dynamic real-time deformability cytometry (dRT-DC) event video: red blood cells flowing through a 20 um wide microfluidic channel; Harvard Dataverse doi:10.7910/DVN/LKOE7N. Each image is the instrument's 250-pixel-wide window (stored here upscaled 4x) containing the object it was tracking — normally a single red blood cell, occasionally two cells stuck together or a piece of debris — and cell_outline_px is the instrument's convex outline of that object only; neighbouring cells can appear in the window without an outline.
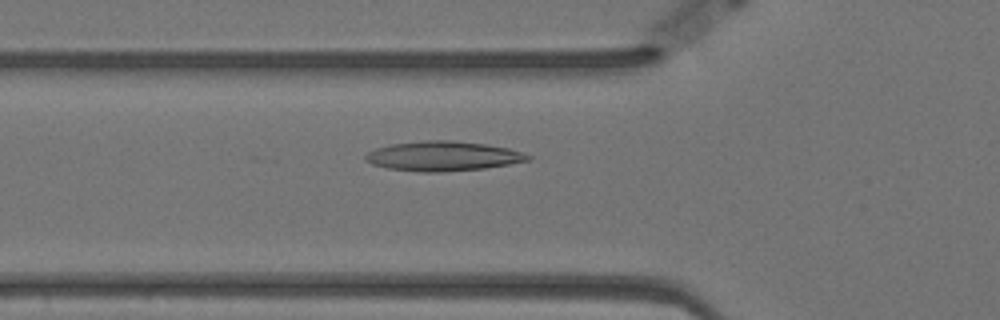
{"species": "Egyptian fruit bat (a non-hibernating species)", "species_latin": "Rousettus aegyptiacus", "temperature_condition": "warm", "stored_images_in_passage": 13, "camera_frame_rate_fps": 3000, "um_per_image_px": 0.085, "animal": {"sex": "female"}, "frame": {"image": 1, "passage_image": 7, "time_ms": 2.0, "image_size_px": [1000, 320], "cell_outline_px": [[532, 160], [484, 168], [440, 172], [420, 172], [388, 168], [372, 164], [364, 160], [364, 156], [368, 152], [376, 148], [388, 144], [424, 140], [448, 140], [484, 144], [508, 148], [524, 152], [532, 156]], "centroid_in_image_um": [37.64, 13.26], "position_along_channel_um": 88.2, "area_um2": 28.15}}
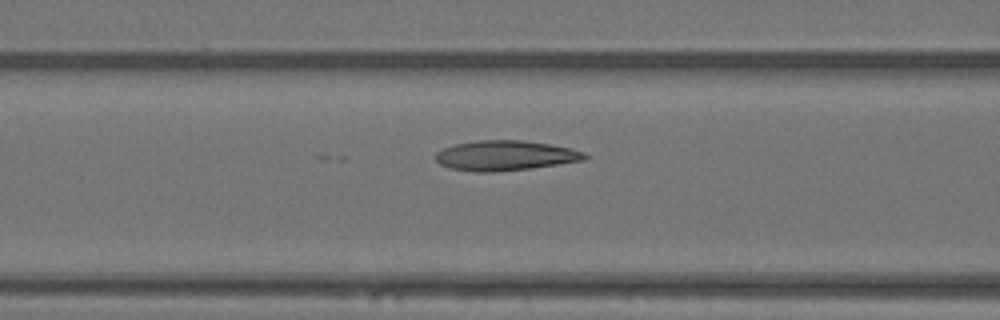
{"frame": {"image": 2, "passage_image": 10, "time_ms": 3.0, "image_size_px": [1000, 320], "cell_outline_px": [[588, 156], [584, 160], [528, 168], [496, 172], [476, 172], [448, 168], [440, 164], [436, 160], [436, 152], [444, 148], [456, 144], [476, 140], [520, 140], [548, 144], [572, 148], [584, 152]], "centroid_in_image_um": [42.92, 13.22], "position_along_channel_um": 123.7, "area_um2": 25.89}}
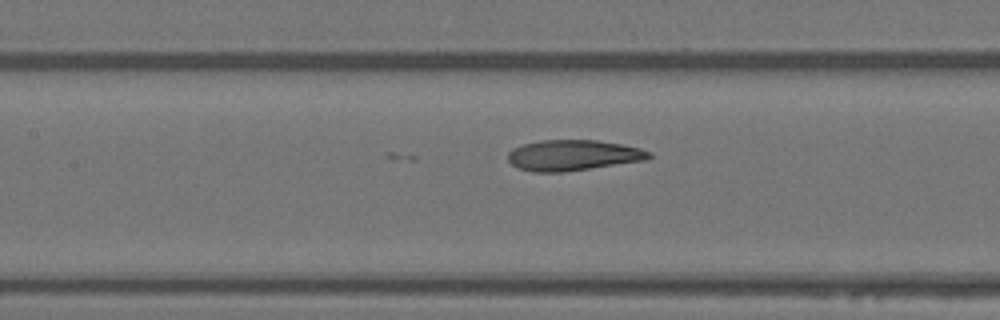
{"frame": {"image": 3, "passage_image": 13, "time_ms": 4.0, "image_size_px": [1000, 320], "cell_outline_px": [[652, 156], [648, 160], [564, 172], [532, 172], [516, 168], [508, 160], [508, 152], [512, 148], [524, 144], [540, 140], [596, 140], [620, 144], [640, 148], [652, 152]], "centroid_in_image_um": [48.71, 13.2], "position_along_channel_um": 158.7, "area_um2": 25.43}}